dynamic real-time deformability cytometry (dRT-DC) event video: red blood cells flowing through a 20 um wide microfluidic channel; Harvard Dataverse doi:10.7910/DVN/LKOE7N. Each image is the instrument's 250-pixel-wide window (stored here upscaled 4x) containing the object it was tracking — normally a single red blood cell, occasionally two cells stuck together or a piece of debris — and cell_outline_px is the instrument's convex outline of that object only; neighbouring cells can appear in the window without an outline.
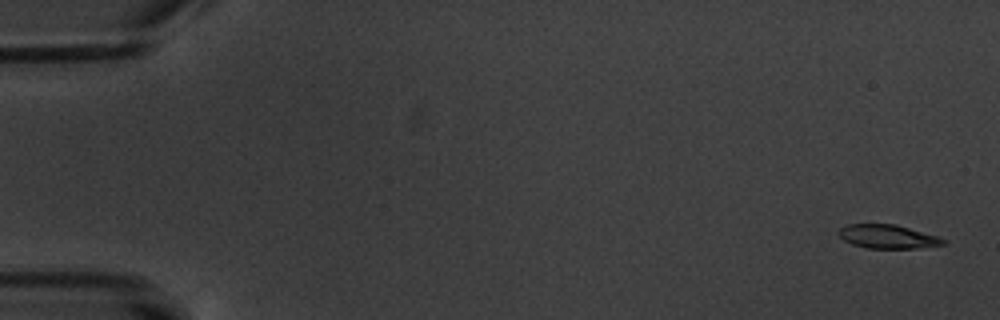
{"species": "common noctule bat (a hibernating species)", "species_latin": "Nyctalus noctula", "temperature_condition": "warm", "stored_images_in_passage": 5, "camera_frame_rate_fps": 3000, "um_per_image_px": 0.085, "animal": {"sex": "male", "body_mass_g": 20.1, "forearm_length_mm": 53.5}, "frame": {"image": 1, "passage_image": 1, "time_ms": 0.0, "image_size_px": [1000, 320], "cell_outline_px": [[948, 240], [944, 244], [916, 248], [868, 248], [852, 244], [844, 240], [836, 232], [840, 228], [848, 224], [896, 224], [936, 236]], "centroid_in_image_um": [75.43, 20.1], "position_along_channel_um": 9.6, "area_um2": 14.33}}
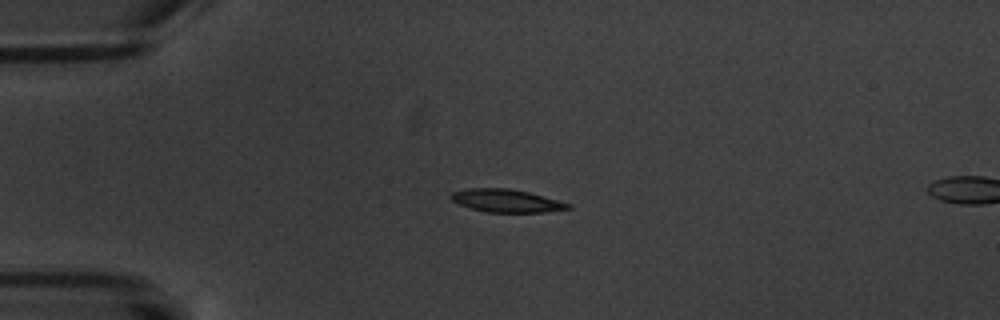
{"frame": {"image": 2, "passage_image": 4, "time_ms": 4.333, "image_size_px": [1000, 320], "cell_outline_px": [[572, 208], [544, 212], [488, 212], [472, 208], [460, 204], [452, 200], [448, 196], [452, 192], [468, 188], [508, 188], [528, 192], [572, 204]], "centroid_in_image_um": [43.04, 17.05], "position_along_channel_um": 42.0, "area_um2": 15.49}}